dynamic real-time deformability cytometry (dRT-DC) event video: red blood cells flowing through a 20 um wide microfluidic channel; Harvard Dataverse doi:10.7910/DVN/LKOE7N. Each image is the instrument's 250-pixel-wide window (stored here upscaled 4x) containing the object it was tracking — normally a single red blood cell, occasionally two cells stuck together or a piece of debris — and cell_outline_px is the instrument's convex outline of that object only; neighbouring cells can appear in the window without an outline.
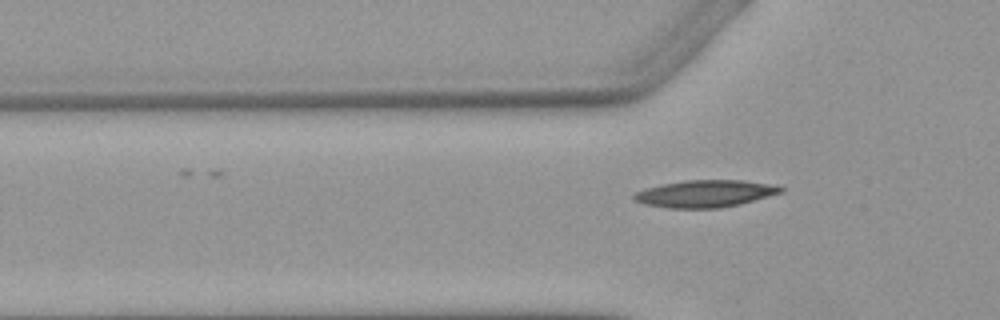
{"species": "Egyptian fruit bat (a non-hibernating species)", "species_latin": "Rousettus aegyptiacus", "temperature_condition": "warm", "stored_images_in_passage": 5, "camera_frame_rate_fps": 3000, "um_per_image_px": 0.085, "animal": {"sex": "female"}, "frame": {"image": 1, "passage_image": 5, "time_ms": 5.0, "image_size_px": [1000, 320], "cell_outline_px": [[784, 192], [740, 204], [720, 208], [668, 208], [644, 204], [636, 200], [632, 196], [636, 192], [644, 188], [684, 180], [744, 180], [776, 184], [784, 188]], "centroid_in_image_um": [59.99, 16.45], "position_along_channel_um": 65.8, "area_um2": 23.35}}